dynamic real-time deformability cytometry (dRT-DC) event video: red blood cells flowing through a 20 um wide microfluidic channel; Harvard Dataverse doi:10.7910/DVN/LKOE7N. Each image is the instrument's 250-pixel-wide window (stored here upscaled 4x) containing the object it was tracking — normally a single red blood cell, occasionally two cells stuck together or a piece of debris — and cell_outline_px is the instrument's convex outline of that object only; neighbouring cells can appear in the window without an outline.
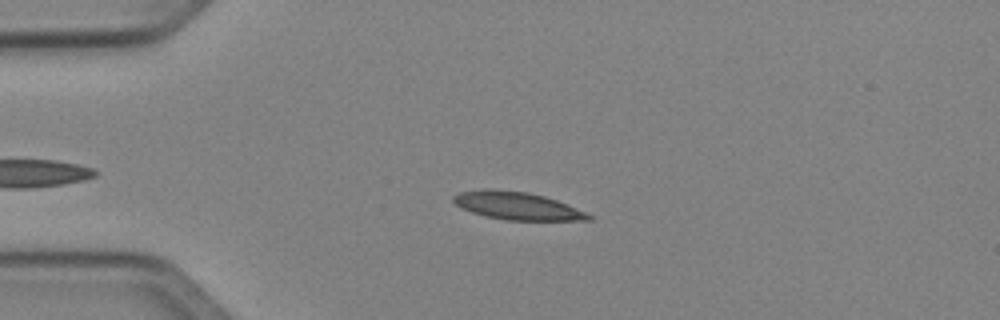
{"species": "Egyptian fruit bat (a non-hibernating species)", "species_latin": "Rousettus aegyptiacus", "temperature_condition": "cold", "stored_images_in_passage": 46, "camera_frame_rate_fps": 3000, "um_per_image_px": 0.085, "animal": {"sex": "female"}, "frame": {"image": 1, "passage_image": 12, "time_ms": 3.667, "image_size_px": [1000, 320], "cell_outline_px": [[592, 220], [504, 220], [472, 212], [460, 208], [452, 200], [452, 196], [460, 192], [484, 188], [492, 188], [528, 192], [544, 196], [556, 200], [584, 212], [592, 216]], "centroid_in_image_um": [43.89, 17.48], "position_along_channel_um": 41.1, "area_um2": 21.73}}
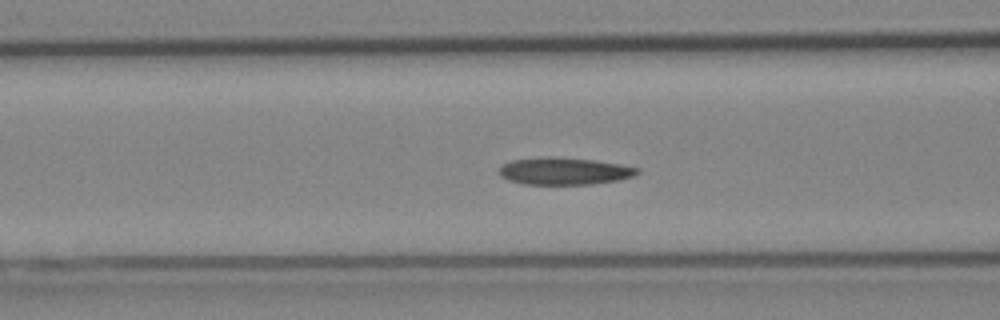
{"frame": {"image": 2, "passage_image": 20, "time_ms": 6.333, "image_size_px": [1000, 320], "cell_outline_px": [[640, 172], [632, 176], [616, 180], [592, 184], [524, 184], [508, 180], [500, 176], [500, 168], [504, 164], [512, 160], [592, 160], [620, 164], [640, 168]], "centroid_in_image_um": [48.02, 14.6], "position_along_channel_um": 118.6, "area_um2": 20.52}}
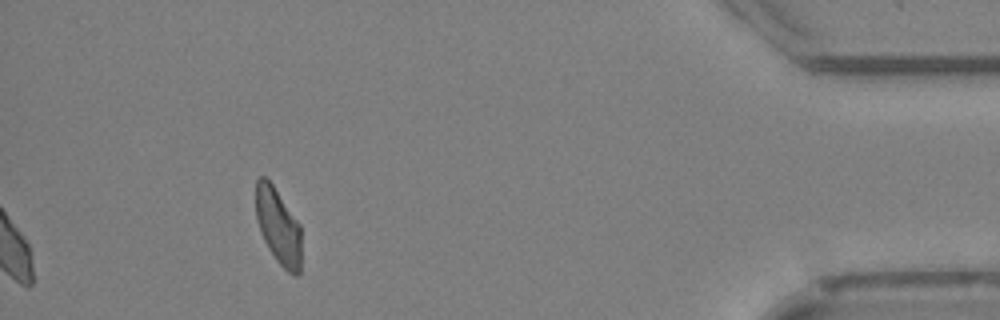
{"frame": {"image": 3, "passage_image": 46, "time_ms": 15.0, "image_size_px": [1000, 320], "cell_outline_px": [[300, 272], [296, 276], [288, 272], [276, 260], [268, 248], [260, 232], [256, 220], [256, 180], [260, 176], [264, 176], [272, 184], [300, 224]], "centroid_in_image_um": [23.63, 19.24], "position_along_channel_um": 411.6, "area_um2": 20.0}, "authors_computed_cell_mechanics": {"area_um2": 21.4727, "velocity_mm_per_s": 4.0359, "shape_relaxation_time_tau1_ms": 7.5193, "shape_relaxation_time_tau2_ms": 3.2211, "deformation_change_tau1": 0.1614, "deformation_change_tau2": 0.0953}}